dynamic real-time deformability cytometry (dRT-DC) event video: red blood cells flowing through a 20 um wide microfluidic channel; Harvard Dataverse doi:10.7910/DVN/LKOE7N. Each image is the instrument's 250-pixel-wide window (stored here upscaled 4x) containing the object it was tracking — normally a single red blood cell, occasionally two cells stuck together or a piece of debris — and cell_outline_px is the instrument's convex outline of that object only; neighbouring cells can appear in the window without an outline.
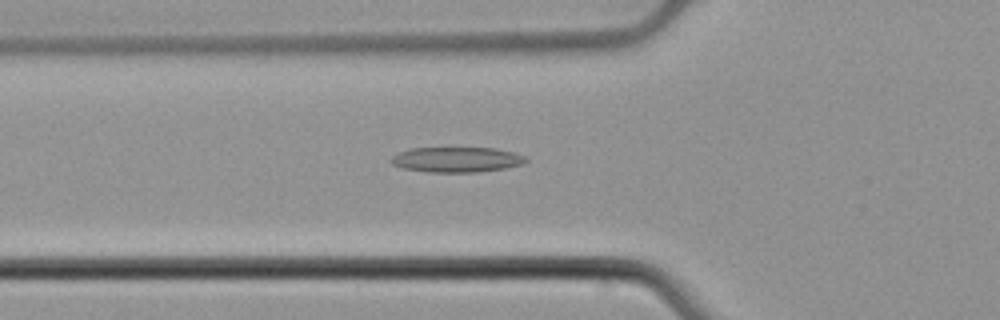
{"species": "common noctule bat (a hibernating species)", "species_latin": "Nyctalus noctula", "temperature_condition": "cold", "stored_images_in_passage": 45, "camera_frame_rate_fps": 3000, "um_per_image_px": 0.085, "animal": {"sex": "male", "body_mass_g": 21.5, "forearm_length_mm": 52.0}, "frame": {"image": 1, "passage_image": 10, "time_ms": 3.0, "image_size_px": [1000, 320], "cell_outline_px": [[528, 160], [524, 164], [504, 168], [476, 172], [428, 172], [404, 168], [392, 164], [392, 156], [400, 152], [412, 148], [496, 148], [512, 152], [524, 156]], "centroid_in_image_um": [38.84, 13.56], "position_along_channel_um": 87.0, "area_um2": 19.59}}
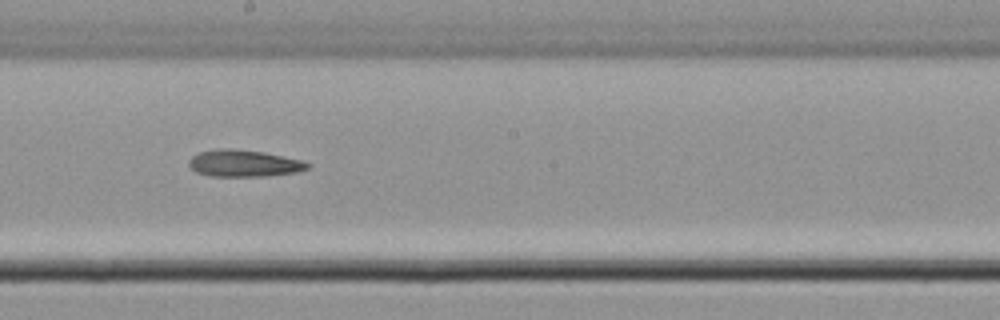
{"frame": {"image": 2, "passage_image": 21, "time_ms": 6.667, "image_size_px": [1000, 320], "cell_outline_px": [[312, 164], [308, 168], [296, 172], [268, 176], [208, 176], [196, 172], [188, 164], [188, 160], [192, 156], [200, 152], [216, 148], [232, 148], [264, 152], [300, 160]], "centroid_in_image_um": [20.7, 13.88], "position_along_channel_um": 227.5, "area_um2": 18.61}}
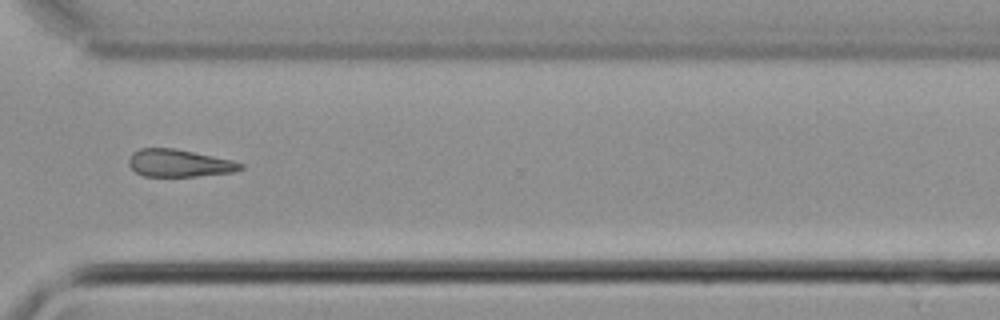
{"frame": {"image": 3, "passage_image": 31, "time_ms": 10.0, "image_size_px": [1000, 320], "cell_outline_px": [[244, 168], [232, 172], [196, 176], [144, 176], [136, 172], [128, 164], [128, 160], [132, 152], [140, 148], [176, 148], [232, 160], [244, 164]], "centroid_in_image_um": [15.21, 13.86], "position_along_channel_um": 355.4, "area_um2": 17.86}, "authors_computed_cell_mechanics": {"area_um2": 18.7272, "velocity_mm_per_s": 3.8222, "shape_relaxation_time_tau1_ms": 6.4181, "shape_relaxation_time_tau2_ms": null, "deformation_change_tau1": 0.1162, "deformation_change_tau2": null}}